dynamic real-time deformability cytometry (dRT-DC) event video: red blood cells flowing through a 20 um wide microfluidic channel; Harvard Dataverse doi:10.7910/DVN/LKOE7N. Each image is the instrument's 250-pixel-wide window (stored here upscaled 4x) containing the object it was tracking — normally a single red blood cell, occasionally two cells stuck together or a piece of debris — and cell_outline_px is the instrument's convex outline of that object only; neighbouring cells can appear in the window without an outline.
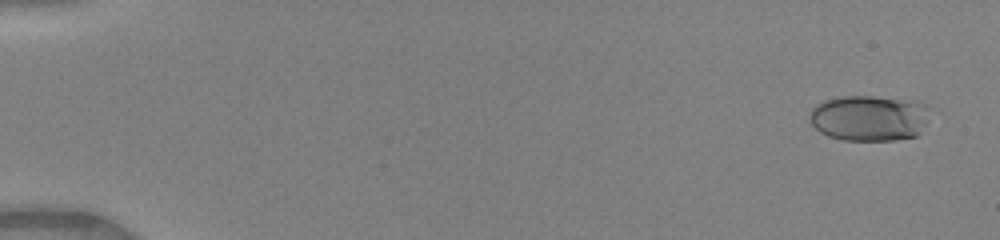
{"species": "human", "species_latin": "Homo sapiens", "temperature_condition": "warm", "stored_images_in_passage": 50, "camera_frame_rate_fps": 3000, "um_per_image_px": 0.085, "donor": {"sex": "female"}, "frame": {"image": 1, "passage_image": 3, "time_ms": 0.667, "image_size_px": [1000, 240], "cell_outline_px": [[936, 108], [928, 120], [916, 136], [896, 140], [844, 140], [828, 136], [820, 132], [808, 120], [808, 112], [816, 104], [824, 100], [844, 96], [872, 96], [912, 100], [928, 104]], "centroid_in_image_um": [73.94, 10.02], "position_along_channel_um": 11.1, "area_um2": 32.89}}
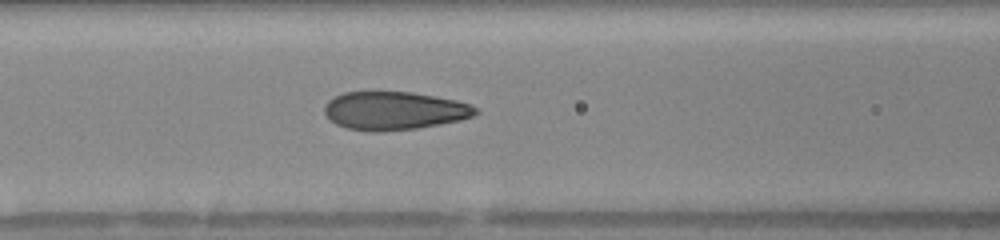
{"frame": {"image": 2, "passage_image": 23, "time_ms": 7.333, "image_size_px": [1000, 240], "cell_outline_px": [[480, 112], [472, 116], [460, 120], [440, 124], [416, 128], [380, 132], [372, 132], [348, 128], [336, 124], [324, 112], [324, 104], [328, 100], [344, 92], [412, 92], [436, 96], [456, 100], [472, 104]], "centroid_in_image_um": [33.53, 9.41], "position_along_channel_um": 133.1, "area_um2": 33.7}}
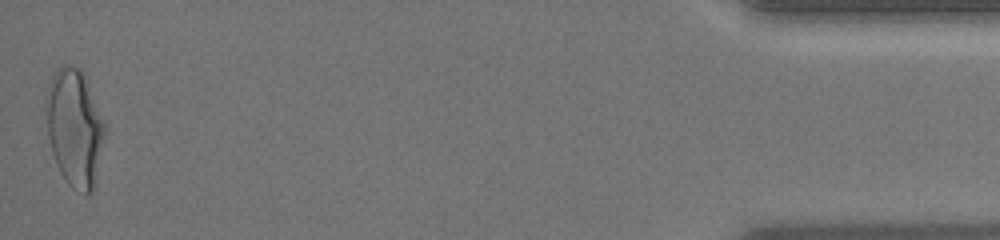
{"frame": {"image": 3, "passage_image": 50, "time_ms": 16.333, "image_size_px": [1000, 240], "cell_outline_px": [[108, 124], [92, 192], [88, 196], [84, 196], [72, 188], [68, 184], [60, 172], [56, 164], [52, 152], [48, 136], [44, 104], [44, 96], [48, 84], [52, 76], [64, 64], [68, 64], [80, 68], [84, 72]], "centroid_in_image_um": [6.36, 10.82], "position_along_channel_um": 428.8, "area_um2": 41.33}, "authors_computed_cell_mechanics": {"area_um2": 33.2928, "velocity_mm_per_s": 4.1629, "shape_relaxation_time_tau1_ms": 6.6517, "shape_relaxation_time_tau2_ms": null, "deformation_change_tau1": 0.2325, "deformation_change_tau2": null}}